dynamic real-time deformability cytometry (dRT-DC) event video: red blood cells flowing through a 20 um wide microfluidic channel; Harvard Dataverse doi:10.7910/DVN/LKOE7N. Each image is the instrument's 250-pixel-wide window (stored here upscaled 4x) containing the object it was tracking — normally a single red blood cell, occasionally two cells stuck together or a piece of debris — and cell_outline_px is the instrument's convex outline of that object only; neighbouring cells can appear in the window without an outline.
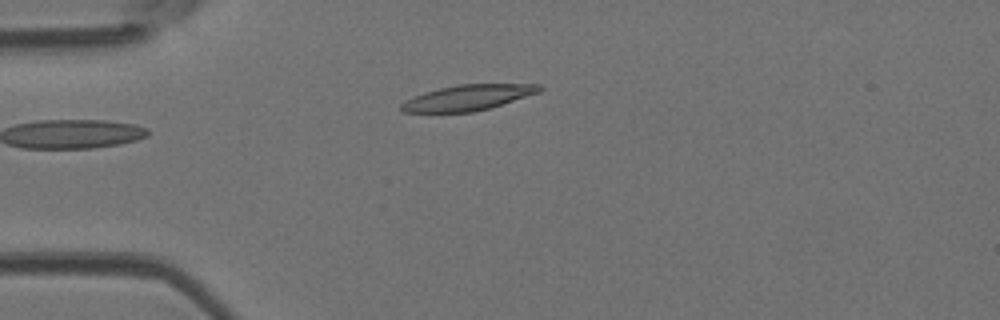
{"species": "Egyptian fruit bat (a non-hibernating species)", "species_latin": "Rousettus aegyptiacus", "temperature_condition": "room temperature", "stored_images_in_passage": 4, "camera_frame_rate_fps": 3000, "um_per_image_px": 0.085, "animal": {"sex": "female"}, "frame": {"image": 1, "passage_image": 4, "time_ms": 1.0, "image_size_px": [1000, 320], "cell_outline_px": [[544, 88], [540, 92], [488, 108], [472, 112], [404, 112], [400, 108], [400, 104], [404, 100], [424, 92], [440, 88], [460, 84], [540, 84]], "centroid_in_image_um": [39.75, 8.29], "position_along_channel_um": 45.2, "area_um2": 20.4}}